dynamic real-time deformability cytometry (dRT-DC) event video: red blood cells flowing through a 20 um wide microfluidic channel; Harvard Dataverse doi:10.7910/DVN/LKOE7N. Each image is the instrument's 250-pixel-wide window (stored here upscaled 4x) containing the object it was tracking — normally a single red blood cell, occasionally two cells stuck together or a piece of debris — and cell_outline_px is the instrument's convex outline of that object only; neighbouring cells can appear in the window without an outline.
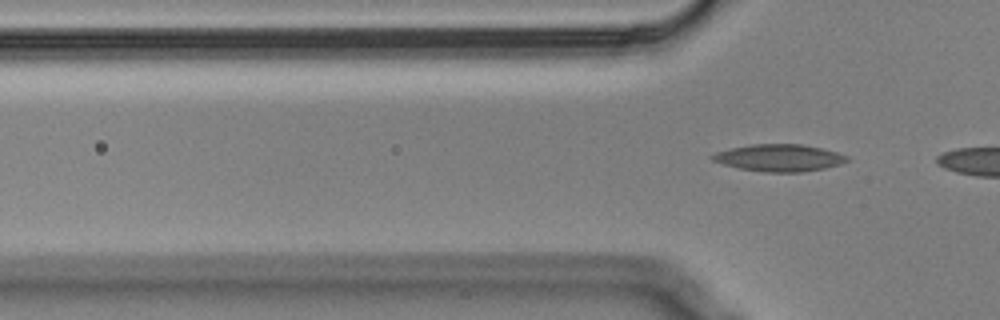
{"species": "Egyptian fruit bat (a non-hibernating species)", "species_latin": "Rousettus aegyptiacus", "temperature_condition": "cold", "stored_images_in_passage": 6, "camera_frame_rate_fps": 3000, "um_per_image_px": 0.085, "animal": {"sex": "male"}, "frame": {"image": 1, "passage_image": 6, "time_ms": 1.667, "image_size_px": [1000, 320], "cell_outline_px": [[848, 160], [840, 164], [824, 168], [800, 172], [764, 172], [740, 168], [724, 164], [712, 160], [708, 156], [716, 152], [732, 148], [752, 144], [800, 144], [820, 148], [836, 152], [848, 156]], "centroid_in_image_um": [66.21, 13.41], "position_along_channel_um": 59.6, "area_um2": 20.98}}